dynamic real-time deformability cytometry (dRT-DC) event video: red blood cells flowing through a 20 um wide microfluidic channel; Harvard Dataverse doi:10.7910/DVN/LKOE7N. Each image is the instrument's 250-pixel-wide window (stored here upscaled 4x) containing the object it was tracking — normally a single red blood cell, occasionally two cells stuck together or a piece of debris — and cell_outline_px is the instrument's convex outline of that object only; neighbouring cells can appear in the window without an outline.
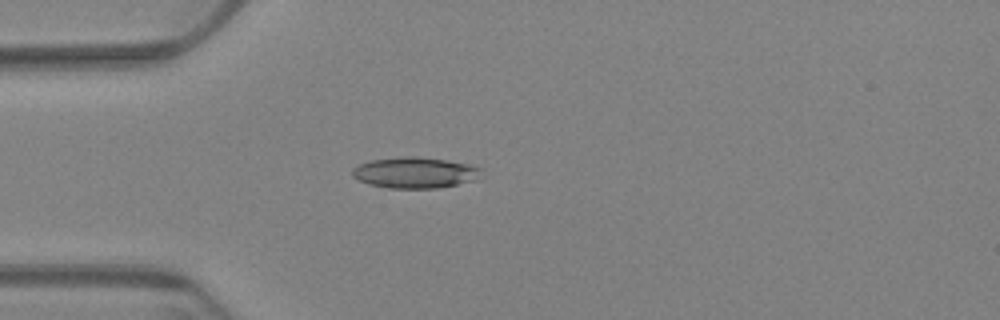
{"species": "Egyptian fruit bat (a non-hibernating species)", "species_latin": "Rousettus aegyptiacus", "temperature_condition": "warm", "stored_images_in_passage": 45, "camera_frame_rate_fps": 3000, "um_per_image_px": 0.085, "animal": {"sex": "female"}, "frame": {"image": 1, "passage_image": 1, "time_ms": 0.0, "image_size_px": [1000, 320], "cell_outline_px": [[480, 168], [472, 180], [456, 184], [436, 188], [388, 188], [368, 184], [352, 176], [352, 168], [360, 164], [372, 160], [404, 156], [416, 156], [448, 160], [468, 164]], "centroid_in_image_um": [35.18, 14.67], "position_along_channel_um": 49.8, "area_um2": 22.83}}
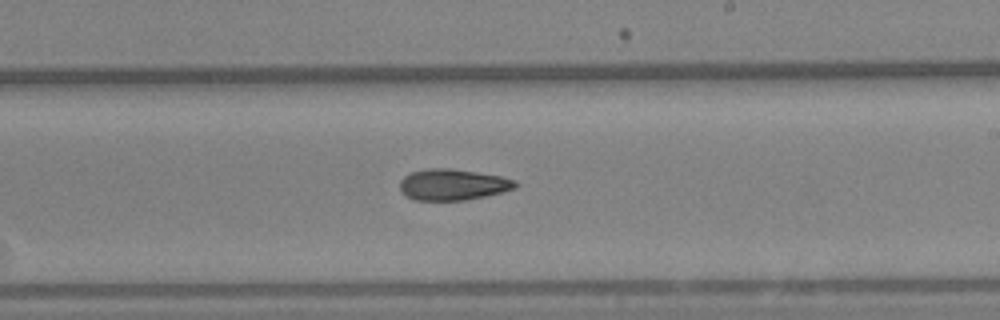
{"frame": {"image": 2, "passage_image": 20, "time_ms": 6.333, "image_size_px": [1000, 320], "cell_outline_px": [[520, 184], [516, 188], [484, 196], [464, 200], [416, 200], [400, 192], [400, 180], [404, 176], [412, 172], [428, 168], [448, 168], [476, 172], [500, 176], [516, 180]], "centroid_in_image_um": [38.49, 15.68], "position_along_channel_um": 250.5, "area_um2": 20.87}}
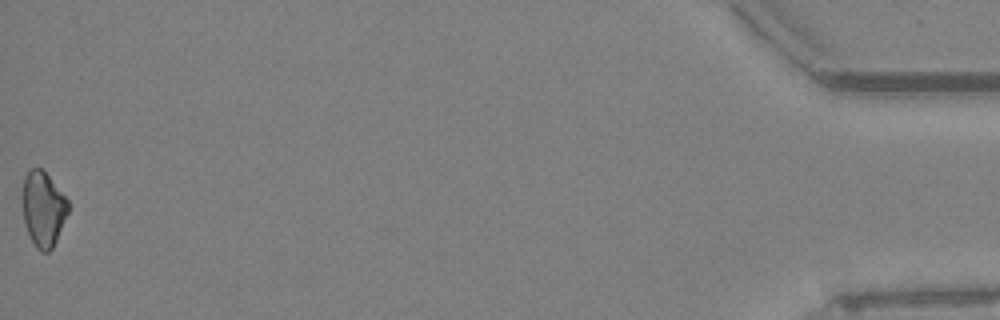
{"frame": {"image": 3, "passage_image": 45, "time_ms": 14.667, "image_size_px": [1000, 320], "cell_outline_px": [[68, 212], [56, 240], [52, 248], [48, 252], [40, 252], [36, 248], [24, 224], [20, 196], [24, 176], [32, 168], [40, 168], [48, 176], [68, 200]], "centroid_in_image_um": [3.62, 17.76], "position_along_channel_um": 431.6, "area_um2": 20.06}}